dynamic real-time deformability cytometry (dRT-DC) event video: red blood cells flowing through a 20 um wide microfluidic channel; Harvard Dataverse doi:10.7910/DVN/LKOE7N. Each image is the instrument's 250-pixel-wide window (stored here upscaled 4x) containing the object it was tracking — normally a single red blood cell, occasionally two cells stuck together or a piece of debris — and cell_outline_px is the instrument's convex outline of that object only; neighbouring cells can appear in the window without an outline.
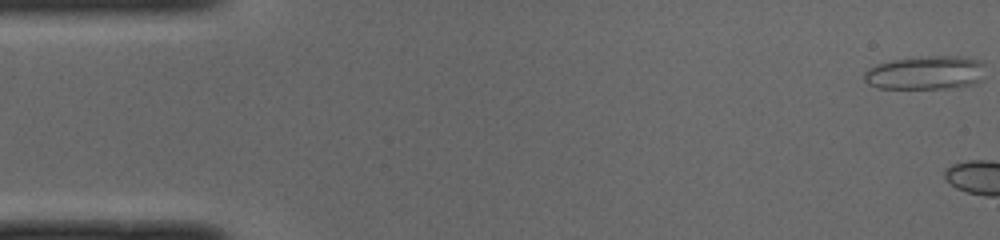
{"species": "common noctule bat (a hibernating species)", "species_latin": "Nyctalus noctula", "temperature_condition": "cold", "stored_images_in_passage": 5, "camera_frame_rate_fps": 3000, "um_per_image_px": 0.085, "animal": {"sex": "male", "body_mass_g": 19.0, "forearm_length_mm": 50.8}, "frame": {"image": 1, "passage_image": 1, "time_ms": 0.0, "image_size_px": [1000, 240], "cell_outline_px": [[984, 64], [980, 80], [972, 84], [944, 88], [876, 88], [868, 84], [864, 80], [864, 72], [868, 68], [876, 64], [892, 60], [924, 56], [956, 56], [980, 60]], "centroid_in_image_um": [78.61, 6.18], "position_along_channel_um": 6.4, "area_um2": 23.58}}